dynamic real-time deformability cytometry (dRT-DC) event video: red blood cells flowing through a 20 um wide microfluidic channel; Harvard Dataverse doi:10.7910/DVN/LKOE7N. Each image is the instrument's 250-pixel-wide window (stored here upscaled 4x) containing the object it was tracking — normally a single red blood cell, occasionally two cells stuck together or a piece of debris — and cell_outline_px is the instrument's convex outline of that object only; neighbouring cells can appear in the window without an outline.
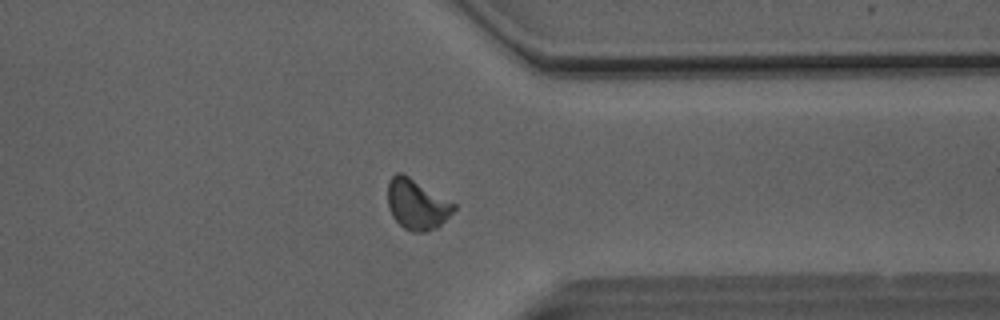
{"species": "Egyptian fruit bat (a non-hibernating species)", "species_latin": "Rousettus aegyptiacus", "temperature_condition": "room temperature", "stored_images_in_passage": 44, "camera_frame_rate_fps": 3000, "um_per_image_px": 0.085, "animal": {"sex": "male"}, "frame": {"image": 1, "passage_image": 33, "time_ms": 10.667, "image_size_px": [1000, 320], "cell_outline_px": [[456, 208], [436, 228], [424, 232], [412, 232], [404, 228], [392, 216], [388, 208], [388, 180], [396, 172], [404, 172], [456, 204]], "centroid_in_image_um": [35.41, 17.33], "position_along_channel_um": 376.0, "area_um2": 19.48}}
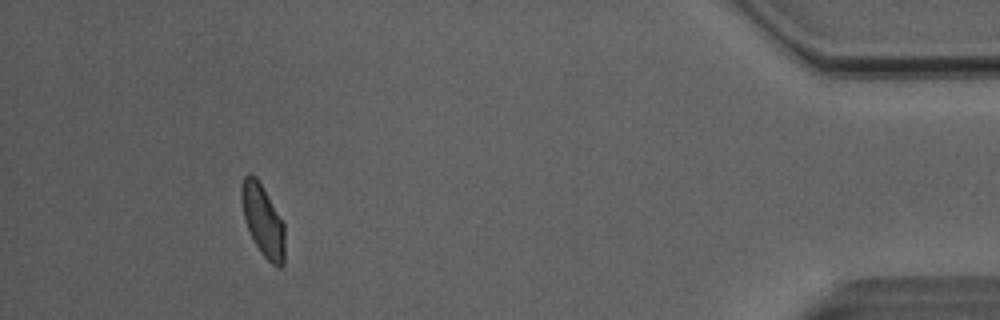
{"frame": {"image": 2, "passage_image": 40, "time_ms": 13.0, "image_size_px": [1000, 320], "cell_outline_px": [[284, 264], [280, 268], [272, 264], [260, 252], [244, 220], [240, 200], [240, 188], [244, 176], [248, 172], [256, 176], [284, 224]], "centroid_in_image_um": [22.32, 18.72], "position_along_channel_um": 412.9, "area_um2": 17.98}, "authors_computed_cell_mechanics": {"area_um2": 18.8717, "velocity_mm_per_s": 4.0726, "shape_relaxation_time_tau1_ms": 9.5299, "shape_relaxation_time_tau2_ms": 1.5957, "deformation_change_tau1": 0.1715, "deformation_change_tau2": 0.0701}}